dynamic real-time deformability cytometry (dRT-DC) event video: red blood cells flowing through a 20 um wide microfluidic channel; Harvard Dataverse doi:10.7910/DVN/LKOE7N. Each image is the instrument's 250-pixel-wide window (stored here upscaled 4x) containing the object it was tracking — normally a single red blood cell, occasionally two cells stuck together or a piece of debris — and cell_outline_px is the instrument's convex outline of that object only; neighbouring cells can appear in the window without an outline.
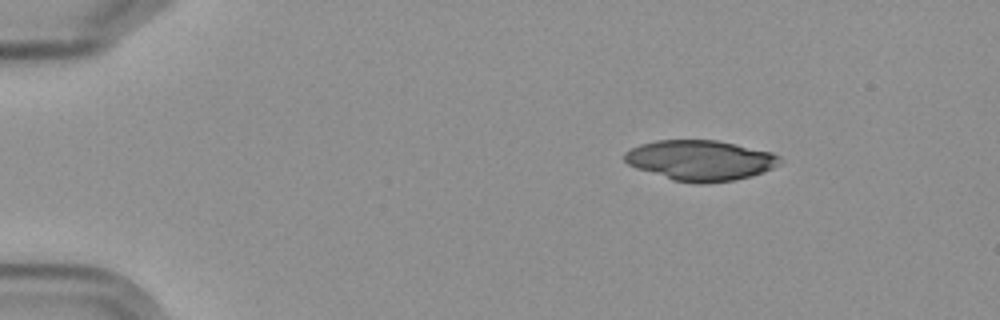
{"species": "Egyptian fruit bat (a non-hibernating species)", "species_latin": "Rousettus aegyptiacus", "temperature_condition": "cold", "stored_images_in_passage": 5, "camera_frame_rate_fps": 3000, "um_per_image_px": 0.085, "frame": {"image": 1, "passage_image": 5, "time_ms": 5.333, "image_size_px": [1000, 320], "cell_outline_px": [[780, 164], [772, 168], [736, 180], [704, 184], [696, 184], [672, 180], [636, 168], [628, 164], [624, 160], [624, 152], [640, 144], [656, 140], [716, 140], [736, 144], [772, 152], [780, 156]], "centroid_in_image_um": [59.5, 13.63], "position_along_channel_um": 25.5, "area_um2": 36.53}}